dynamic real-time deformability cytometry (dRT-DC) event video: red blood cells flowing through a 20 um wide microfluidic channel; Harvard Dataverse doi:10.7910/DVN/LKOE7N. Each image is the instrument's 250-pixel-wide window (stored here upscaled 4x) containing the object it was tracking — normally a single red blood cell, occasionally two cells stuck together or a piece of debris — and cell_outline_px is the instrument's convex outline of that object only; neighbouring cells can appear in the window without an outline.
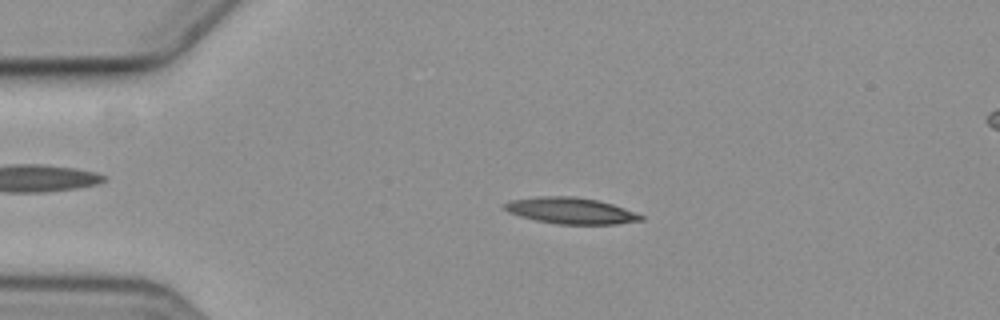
{"species": "common noctule bat (a hibernating species)", "species_latin": "Nyctalus noctula", "temperature_condition": "cold", "stored_images_in_passage": 57, "camera_frame_rate_fps": 3000, "um_per_image_px": 0.085, "animal": {"sex": "female", "body_mass_g": 19.3, "forearm_length_mm": 54.1}, "frame": {"image": 1, "passage_image": 12, "time_ms": 3.667, "image_size_px": [1000, 320], "cell_outline_px": [[644, 220], [616, 224], [556, 224], [536, 220], [520, 216], [508, 212], [504, 208], [504, 204], [512, 200], [544, 196], [572, 196], [596, 200], [612, 204], [624, 208], [644, 216]], "centroid_in_image_um": [48.54, 17.92], "position_along_channel_um": 36.5, "area_um2": 20.63}}
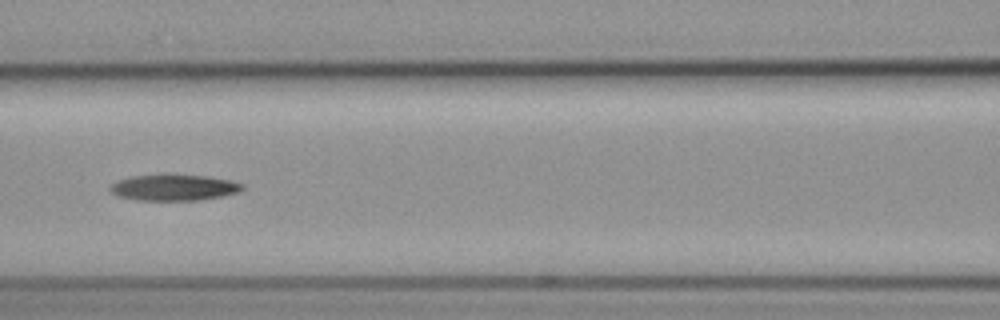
{"frame": {"image": 2, "passage_image": 25, "time_ms": 8.0, "image_size_px": [1000, 320], "cell_outline_px": [[244, 188], [240, 192], [200, 200], [136, 200], [116, 196], [108, 188], [112, 184], [120, 180], [132, 176], [208, 176], [228, 180], [244, 184]], "centroid_in_image_um": [14.79, 15.97], "position_along_channel_um": 151.8, "area_um2": 19.59}}
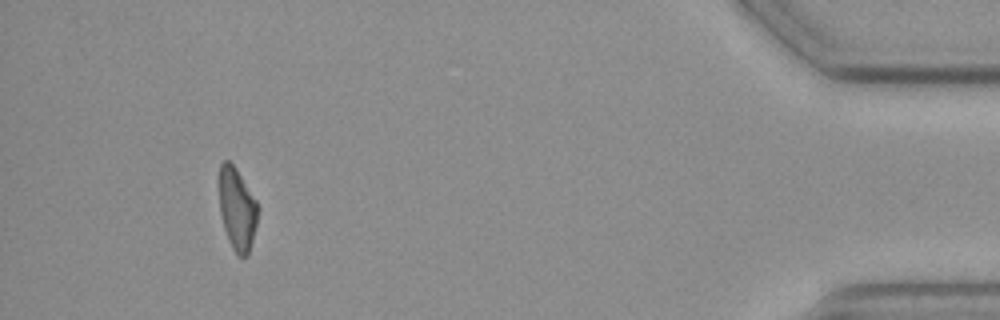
{"frame": {"image": 3, "passage_image": 53, "time_ms": 17.333, "image_size_px": [1000, 320], "cell_outline_px": [[260, 208], [248, 256], [240, 256], [232, 248], [228, 240], [224, 228], [220, 212], [220, 164], [224, 160], [228, 160], [236, 168], [256, 200]], "centroid_in_image_um": [20.17, 17.77], "position_along_channel_um": 415.0, "area_um2": 18.38}}